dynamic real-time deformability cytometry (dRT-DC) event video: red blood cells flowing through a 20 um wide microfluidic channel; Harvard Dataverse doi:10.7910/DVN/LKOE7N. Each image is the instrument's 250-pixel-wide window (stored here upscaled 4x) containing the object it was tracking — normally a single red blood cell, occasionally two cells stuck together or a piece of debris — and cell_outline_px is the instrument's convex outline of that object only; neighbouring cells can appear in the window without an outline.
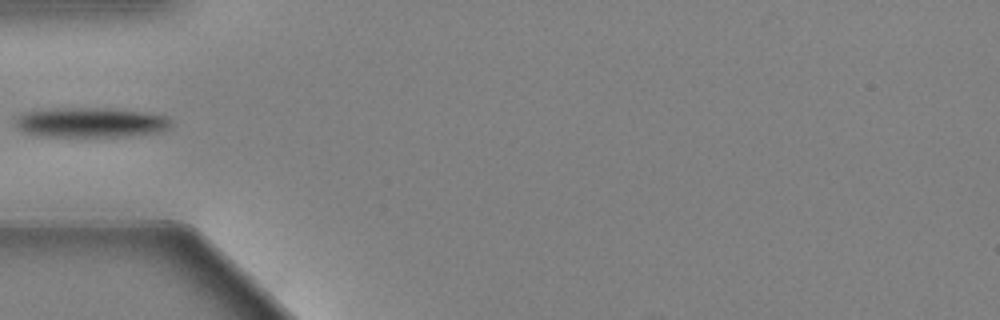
{"species": "Egyptian fruit bat (a non-hibernating species)", "species_latin": "Rousettus aegyptiacus", "temperature_condition": "warm", "stored_images_in_passage": 4, "camera_frame_rate_fps": 3000, "um_per_image_px": 0.085, "animal": {"sex": "female"}, "frame": {"image": 1, "passage_image": 1, "time_ms": 0.0, "image_size_px": [1000, 320], "cell_outline_px": [[172, 124], [168, 128], [160, 132], [128, 136], [44, 136], [28, 132], [20, 128], [16, 124], [16, 120], [24, 112], [52, 108], [96, 108], [144, 112], [168, 116], [172, 120]], "centroid_in_image_um": [7.79, 10.4], "position_along_channel_um": 77.2, "area_um2": 26.7}}